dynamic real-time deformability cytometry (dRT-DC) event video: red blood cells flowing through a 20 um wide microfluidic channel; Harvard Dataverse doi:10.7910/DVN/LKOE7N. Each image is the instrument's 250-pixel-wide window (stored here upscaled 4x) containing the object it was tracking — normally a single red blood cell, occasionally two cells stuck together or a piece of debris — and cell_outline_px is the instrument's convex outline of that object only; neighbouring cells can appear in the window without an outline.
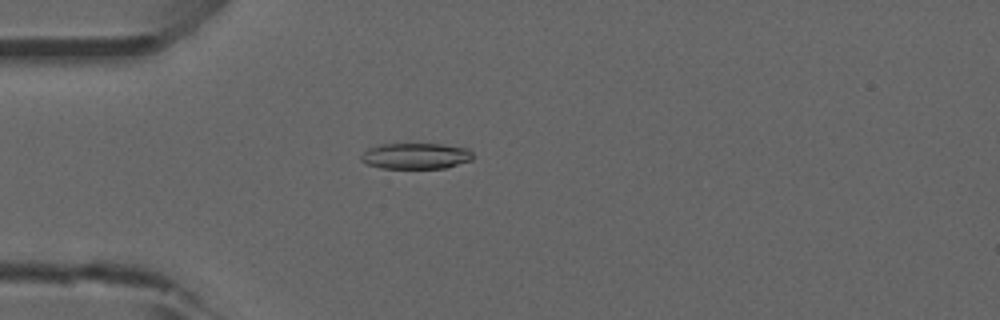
{"species": "common noctule bat (a hibernating species)", "species_latin": "Nyctalus noctula", "temperature_condition": "room temperature", "stored_images_in_passage": 53, "camera_frame_rate_fps": 3000, "um_per_image_px": 0.085, "animal": {"sex": "male", "forearm_length_mm": 52.5}, "frame": {"image": 1, "passage_image": 15, "time_ms": 4.667, "image_size_px": [1000, 320], "cell_outline_px": [[472, 160], [444, 168], [380, 168], [368, 164], [360, 160], [360, 156], [368, 148], [380, 144], [440, 144], [468, 148], [472, 152]], "centroid_in_image_um": [35.33, 13.25], "position_along_channel_um": 49.7, "area_um2": 16.88}}
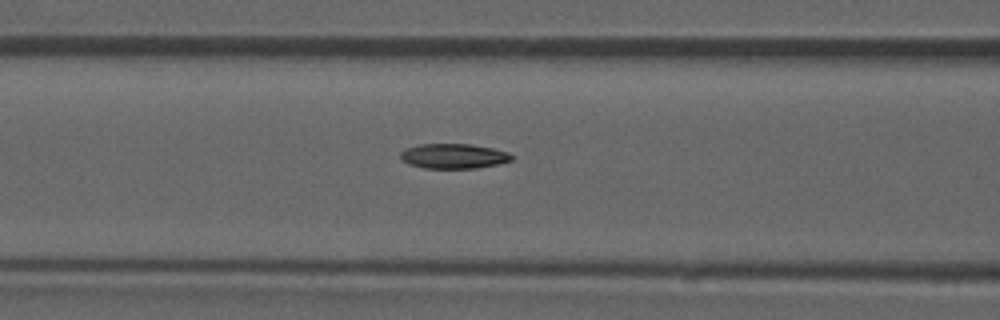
{"frame": {"image": 2, "passage_image": 22, "time_ms": 7.0, "image_size_px": [1000, 320], "cell_outline_px": [[512, 160], [496, 164], [476, 168], [424, 168], [408, 164], [400, 160], [400, 152], [408, 148], [420, 144], [468, 144], [492, 148], [508, 152], [512, 156]], "centroid_in_image_um": [38.51, 13.27], "position_along_channel_um": 128.1, "area_um2": 16.01}}
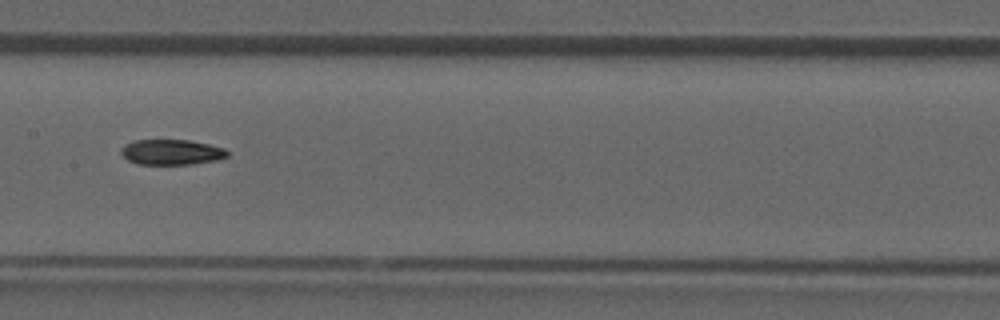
{"frame": {"image": 3, "passage_image": 27, "time_ms": 8.667, "image_size_px": [1000, 320], "cell_outline_px": [[228, 156], [216, 160], [192, 164], [136, 164], [128, 160], [120, 152], [120, 148], [124, 144], [136, 140], [188, 140], [208, 144], [224, 148], [228, 152]], "centroid_in_image_um": [14.55, 12.93], "position_along_channel_um": 192.9, "area_um2": 15.66}, "authors_computed_cell_mechanics": {"area_um2": 16.3574, "velocity_mm_per_s": 3.893, "shape_relaxation_time_tau1_ms": null, "shape_relaxation_time_tau2_ms": 10.7058, "deformation_change_tau1": null, "deformation_change_tau2": 0.1747}}